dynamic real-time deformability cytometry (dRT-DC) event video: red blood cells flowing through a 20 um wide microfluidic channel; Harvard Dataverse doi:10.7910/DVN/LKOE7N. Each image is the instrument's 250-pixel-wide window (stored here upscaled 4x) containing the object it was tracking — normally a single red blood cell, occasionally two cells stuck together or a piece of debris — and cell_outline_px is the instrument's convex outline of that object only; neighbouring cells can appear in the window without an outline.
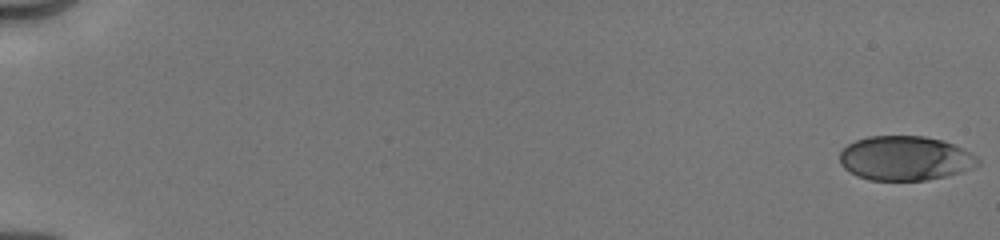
{"species": "human", "species_latin": "Homo sapiens", "temperature_condition": "cold", "stored_images_in_passage": 11, "camera_frame_rate_fps": 3000, "um_per_image_px": 0.085, "donor": {"sex": "male"}, "frame": {"image": 1, "passage_image": 1, "time_ms": 0.0, "image_size_px": [1000, 240], "cell_outline_px": [[980, 164], [960, 172], [944, 176], [924, 180], [868, 180], [856, 176], [844, 168], [840, 164], [840, 152], [848, 144], [856, 140], [868, 136], [924, 136], [944, 140], [964, 148], [972, 152], [980, 160]], "centroid_in_image_um": [76.94, 13.44], "position_along_channel_um": 8.1, "area_um2": 35.89}}
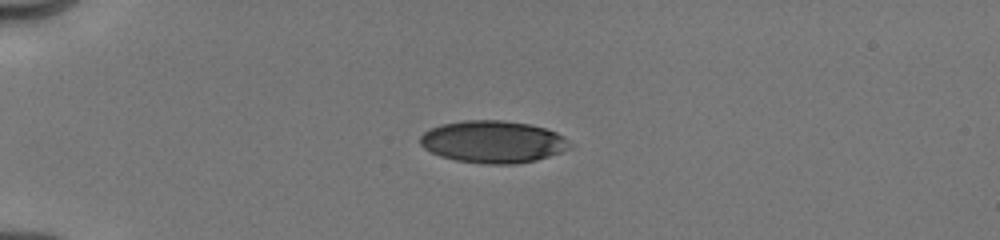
{"frame": {"image": 2, "passage_image": 7, "time_ms": 4.667, "image_size_px": [1000, 240], "cell_outline_px": [[572, 148], [536, 160], [516, 164], [484, 164], [456, 160], [440, 156], [424, 148], [420, 144], [420, 136], [424, 132], [440, 124], [464, 120], [504, 120], [528, 124], [544, 128], [556, 132], [564, 136], [572, 144]], "centroid_in_image_um": [41.91, 12.05], "position_along_channel_um": 43.1, "area_um2": 36.88}}
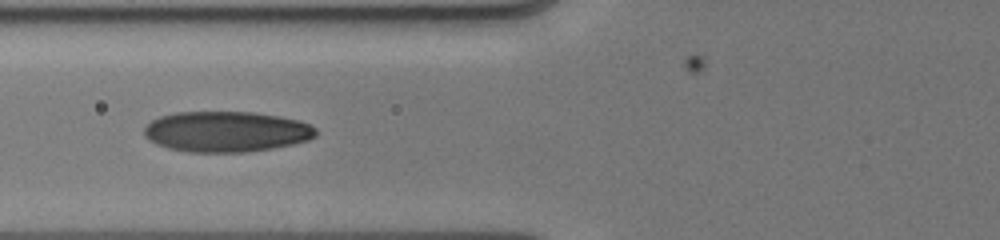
{"frame": {"image": 3, "passage_image": 10, "time_ms": 7.333, "image_size_px": [1000, 240], "cell_outline_px": [[316, 136], [308, 140], [292, 144], [272, 148], [244, 152], [188, 152], [168, 148], [156, 144], [148, 140], [144, 136], [144, 128], [152, 120], [160, 116], [176, 112], [256, 112], [280, 116], [296, 120], [308, 124], [316, 128]], "centroid_in_image_um": [19.21, 11.19], "position_along_channel_um": 106.6, "area_um2": 40.69}}